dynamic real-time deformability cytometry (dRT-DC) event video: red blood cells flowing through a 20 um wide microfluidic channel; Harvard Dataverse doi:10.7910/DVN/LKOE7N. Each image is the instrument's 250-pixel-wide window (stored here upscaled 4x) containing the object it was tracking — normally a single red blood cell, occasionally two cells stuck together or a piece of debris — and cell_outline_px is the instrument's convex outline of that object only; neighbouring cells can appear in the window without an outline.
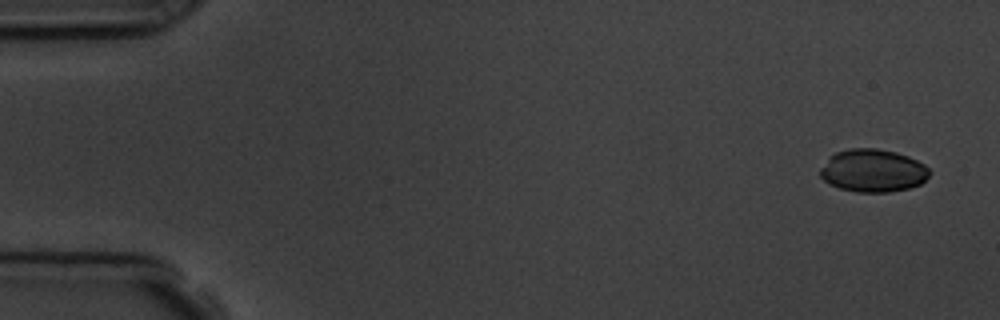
{"species": "common noctule bat (a hibernating species)", "species_latin": "Nyctalus noctula", "temperature_condition": "room temperature", "stored_images_in_passage": 5, "camera_frame_rate_fps": 3000, "um_per_image_px": 0.085, "animal": {"sex": "male", "body_mass_g": 19.5, "forearm_length_mm": 54.6}, "frame": {"image": 1, "passage_image": 1, "time_ms": 0.0, "image_size_px": [1000, 320], "cell_outline_px": [[932, 172], [920, 184], [908, 188], [888, 192], [856, 192], [840, 188], [824, 180], [820, 176], [820, 168], [828, 156], [836, 152], [852, 148], [876, 148], [896, 152], [908, 156], [924, 164]], "centroid_in_image_um": [74.19, 14.49], "position_along_channel_um": 10.8, "area_um2": 27.28}}